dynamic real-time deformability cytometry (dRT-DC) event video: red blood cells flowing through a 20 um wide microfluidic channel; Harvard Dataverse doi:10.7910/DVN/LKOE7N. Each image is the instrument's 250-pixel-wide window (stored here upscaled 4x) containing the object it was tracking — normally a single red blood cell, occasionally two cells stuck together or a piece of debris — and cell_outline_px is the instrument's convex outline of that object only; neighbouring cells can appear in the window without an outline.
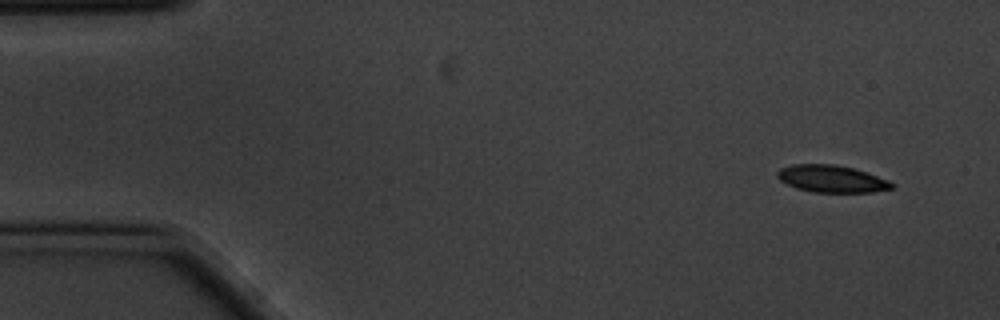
{"species": "common noctule bat (a hibernating species)", "species_latin": "Nyctalus noctula", "temperature_condition": "cold", "stored_images_in_passage": 8, "camera_frame_rate_fps": 3000, "um_per_image_px": 0.085, "animal": {"sex": "male", "body_mass_g": 20.1, "forearm_length_mm": 53.5}, "frame": {"image": 1, "passage_image": 1, "time_ms": 0.0, "image_size_px": [1000, 320], "cell_outline_px": [[896, 188], [872, 192], [812, 192], [796, 188], [780, 180], [776, 176], [776, 172], [780, 168], [792, 164], [836, 164], [852, 168], [888, 180], [896, 184]], "centroid_in_image_um": [70.68, 15.2], "position_along_channel_um": 14.3, "area_um2": 18.15}}
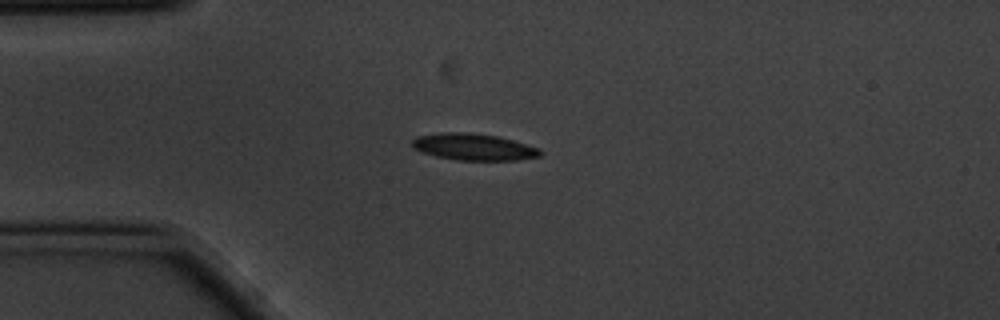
{"frame": {"image": 2, "passage_image": 4, "time_ms": 1.0, "image_size_px": [1000, 320], "cell_outline_px": [[544, 152], [540, 156], [516, 160], [456, 160], [436, 156], [412, 148], [412, 140], [416, 136], [440, 132], [468, 132], [496, 136], [512, 140], [540, 148]], "centroid_in_image_um": [40.26, 12.48], "position_along_channel_um": 44.7, "area_um2": 19.94}}